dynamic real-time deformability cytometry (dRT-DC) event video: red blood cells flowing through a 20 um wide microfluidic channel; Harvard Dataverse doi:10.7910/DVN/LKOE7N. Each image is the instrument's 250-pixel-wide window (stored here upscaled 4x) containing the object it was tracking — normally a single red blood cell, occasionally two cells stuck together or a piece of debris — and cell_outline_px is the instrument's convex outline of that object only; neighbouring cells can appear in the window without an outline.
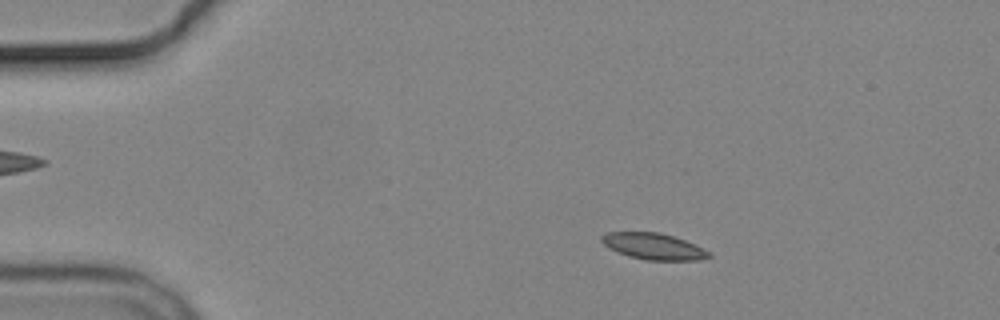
{"species": "common noctule bat (a hibernating species)", "species_latin": "Nyctalus noctula", "temperature_condition": "cold", "stored_images_in_passage": 3, "camera_frame_rate_fps": 3000, "um_per_image_px": 0.085, "animal": {"sex": "male", "body_mass_g": 19.2, "forearm_length_mm": 51.8}, "frame": {"image": 1, "passage_image": 1, "time_ms": 0.0, "image_size_px": [1000, 320], "cell_outline_px": [[712, 256], [700, 260], [644, 260], [628, 256], [608, 248], [600, 240], [600, 236], [608, 232], [660, 232], [684, 240], [712, 252]], "centroid_in_image_um": [55.54, 20.94], "position_along_channel_um": 29.5, "area_um2": 16.53}}